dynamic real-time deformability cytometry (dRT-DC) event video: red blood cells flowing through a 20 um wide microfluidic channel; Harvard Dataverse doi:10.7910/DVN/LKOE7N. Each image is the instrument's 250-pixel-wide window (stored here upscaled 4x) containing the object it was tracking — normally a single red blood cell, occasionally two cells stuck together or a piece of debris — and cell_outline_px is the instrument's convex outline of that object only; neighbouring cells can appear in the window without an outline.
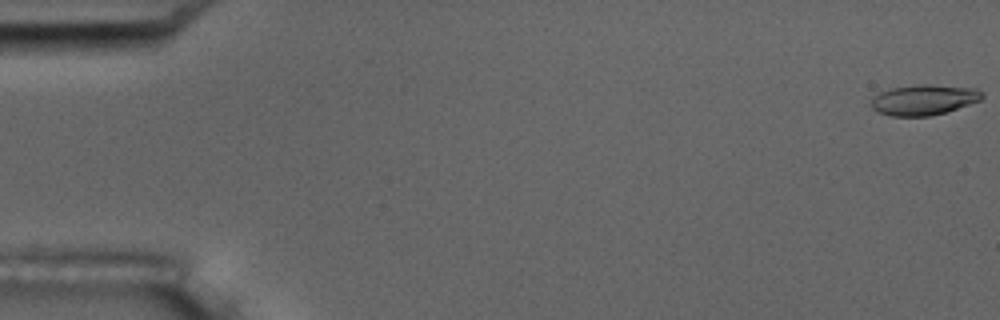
{"species": "common noctule bat (a hibernating species)", "species_latin": "Nyctalus noctula", "temperature_condition": "room temperature", "stored_images_in_passage": 11, "camera_frame_rate_fps": 3000, "um_per_image_px": 0.085, "animal": {"sex": "male", "body_mass_g": 17.5, "forearm_length_mm": 52.3}, "frame": {"image": 1, "passage_image": 1, "time_ms": 0.0, "image_size_px": [1000, 320], "cell_outline_px": [[984, 96], [980, 100], [944, 112], [928, 116], [892, 116], [876, 112], [872, 108], [872, 96], [880, 92], [892, 88], [920, 84], [928, 84], [976, 88]], "centroid_in_image_um": [78.48, 8.48], "position_along_channel_um": 6.5, "area_um2": 19.48}}